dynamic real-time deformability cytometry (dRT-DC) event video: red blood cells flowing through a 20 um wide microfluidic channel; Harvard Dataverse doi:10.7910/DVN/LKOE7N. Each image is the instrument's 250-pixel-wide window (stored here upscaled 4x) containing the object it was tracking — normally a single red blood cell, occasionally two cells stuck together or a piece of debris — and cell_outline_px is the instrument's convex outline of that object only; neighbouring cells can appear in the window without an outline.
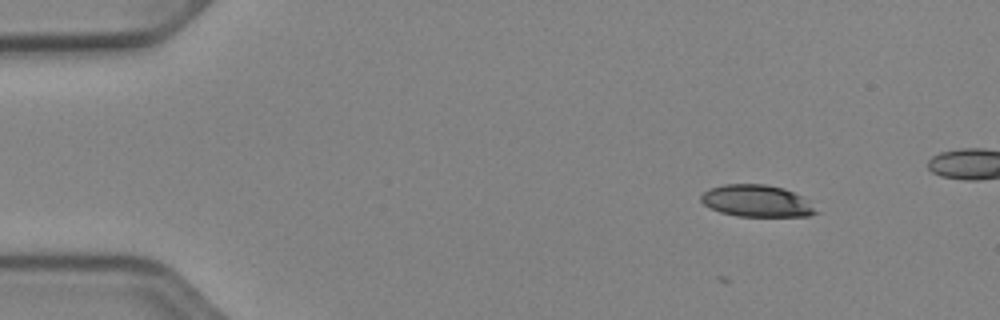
{"species": "Egyptian fruit bat (a non-hibernating species)", "species_latin": "Rousettus aegyptiacus", "temperature_condition": "cold", "stored_images_in_passage": 3, "camera_frame_rate_fps": 3000, "um_per_image_px": 0.085, "animal": {"sex": "female"}, "frame": {"image": 1, "passage_image": 1, "time_ms": 0.0, "image_size_px": [1000, 320], "cell_outline_px": [[820, 212], [808, 216], [736, 216], [720, 212], [704, 204], [700, 200], [700, 196], [708, 188], [724, 184], [764, 184], [784, 188], [800, 196]], "centroid_in_image_um": [64.28, 17.08], "position_along_channel_um": 20.7, "area_um2": 21.21}}